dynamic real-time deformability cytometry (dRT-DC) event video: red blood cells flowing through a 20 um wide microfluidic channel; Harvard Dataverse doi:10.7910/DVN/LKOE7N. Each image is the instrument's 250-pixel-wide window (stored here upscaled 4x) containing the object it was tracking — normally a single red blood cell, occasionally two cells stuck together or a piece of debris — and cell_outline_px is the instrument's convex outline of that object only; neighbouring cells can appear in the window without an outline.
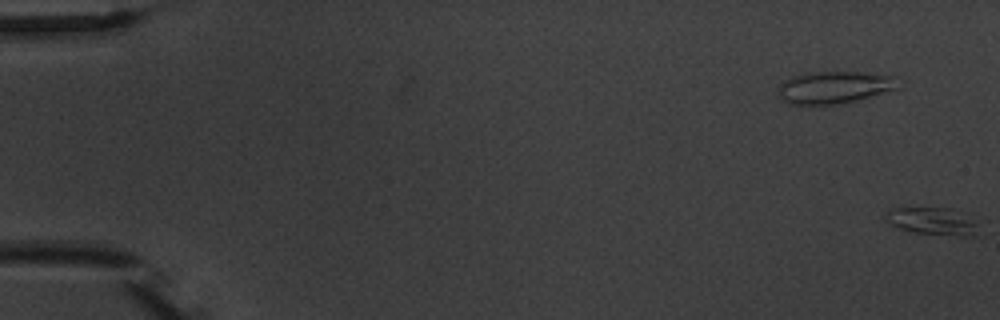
{"species": "common noctule bat (a hibernating species)", "species_latin": "Nyctalus noctula", "temperature_condition": "warm", "stored_images_in_passage": 2, "camera_frame_rate_fps": 3000, "um_per_image_px": 0.085, "animal": {"sex": "male", "body_mass_g": 20.1, "forearm_length_mm": 53.5}, "frame": {"image": 1, "passage_image": 2, "time_ms": 1.0, "image_size_px": [1000, 320], "cell_outline_px": [[980, 224], [976, 236], [960, 236], [916, 232], [900, 228], [888, 224], [884, 216], [892, 208], [952, 208], [964, 212]], "centroid_in_image_um": [79.35, 18.8], "position_along_channel_um": 5.7, "area_um2": 15.03}}